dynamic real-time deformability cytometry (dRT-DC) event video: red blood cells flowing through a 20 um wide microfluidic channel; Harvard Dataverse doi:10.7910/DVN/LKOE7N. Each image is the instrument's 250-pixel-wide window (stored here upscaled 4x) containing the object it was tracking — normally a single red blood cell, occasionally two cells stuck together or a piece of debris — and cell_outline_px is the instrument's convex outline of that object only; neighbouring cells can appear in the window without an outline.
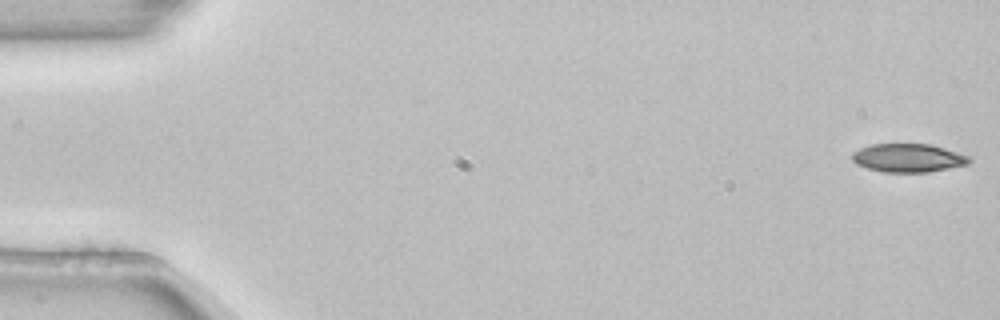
{"species": "common noctule bat (a hibernating species)", "species_latin": "Nyctalus noctula", "temperature_condition": "room temperature", "stored_images_in_passage": 54, "camera_frame_rate_fps": 3000, "um_per_image_px": 0.085, "animal": {"sex": "female", "body_mass_g": 22.7, "forearm_length_mm": 54.2}, "frame": {"image": 1, "passage_image": 1, "time_ms": 0.0, "image_size_px": [1000, 320], "cell_outline_px": [[972, 160], [968, 164], [928, 172], [884, 172], [868, 168], [856, 164], [852, 160], [852, 152], [860, 148], [872, 144], [928, 144], [944, 148], [968, 156]], "centroid_in_image_um": [77.17, 13.42], "position_along_channel_um": 7.8, "area_um2": 19.25}}
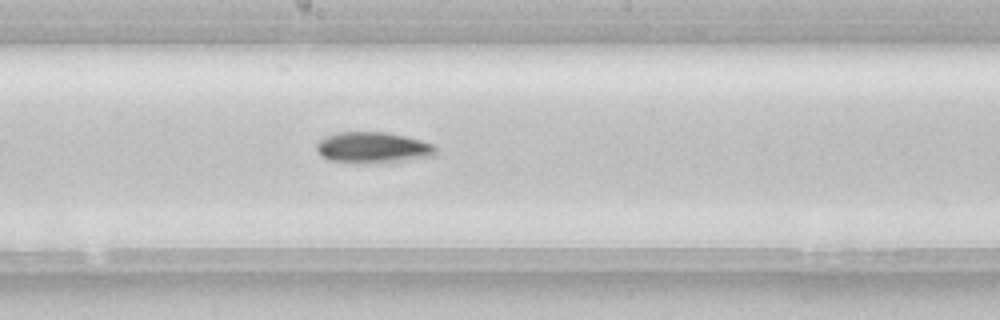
{"frame": {"image": 2, "passage_image": 29, "time_ms": 9.333, "image_size_px": [1000, 320], "cell_outline_px": [[436, 156], [384, 164], [356, 164], [328, 160], [320, 156], [316, 148], [316, 144], [324, 136], [336, 132], [384, 132], [404, 136], [420, 140], [432, 144], [436, 148]], "centroid_in_image_um": [31.68, 12.58], "position_along_channel_um": 216.5, "area_um2": 22.25}}
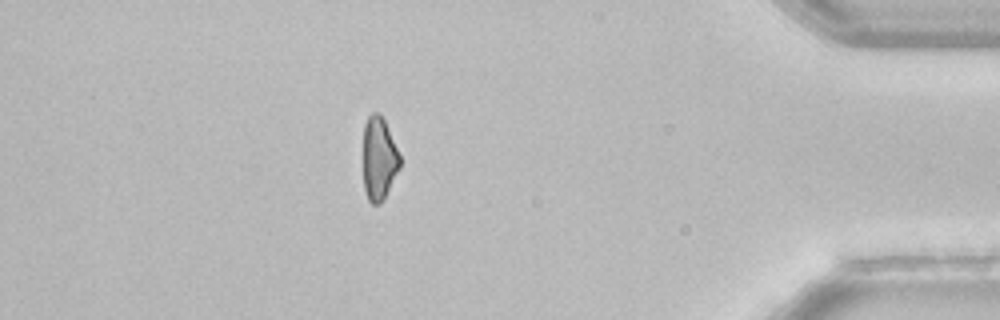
{"frame": {"image": 3, "passage_image": 47, "time_ms": 15.333, "image_size_px": [1000, 320], "cell_outline_px": [[400, 168], [384, 200], [380, 204], [372, 204], [368, 200], [364, 188], [364, 124], [368, 116], [372, 112], [380, 112], [384, 120], [400, 156]], "centroid_in_image_um": [32.21, 13.5], "position_along_channel_um": 403.0, "area_um2": 17.8}, "authors_computed_cell_mechanics": {"area_um2": 20.1433, "velocity_mm_per_s": 3.8563, "shape_relaxation_time_tau1_ms": 8.5979, "shape_relaxation_time_tau2_ms": null, "deformation_change_tau1": 0.1663, "deformation_change_tau2": null}}